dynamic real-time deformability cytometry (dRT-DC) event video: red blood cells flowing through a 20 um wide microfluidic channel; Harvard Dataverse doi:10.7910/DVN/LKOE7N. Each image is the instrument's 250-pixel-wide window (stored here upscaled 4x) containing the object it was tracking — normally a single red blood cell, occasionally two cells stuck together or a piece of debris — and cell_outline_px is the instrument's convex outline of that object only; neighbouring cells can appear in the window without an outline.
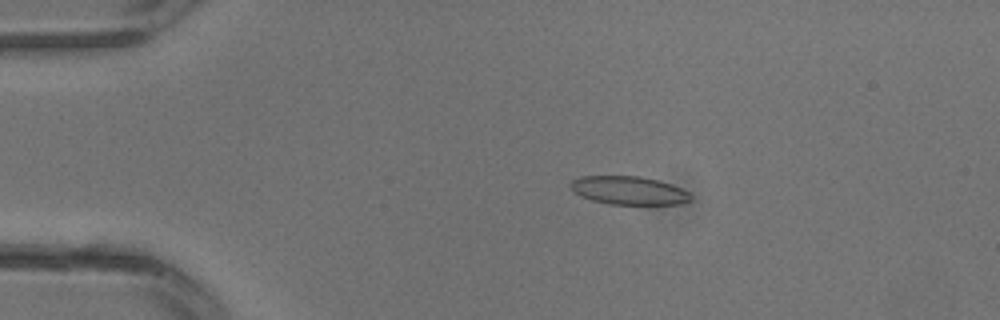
{"species": "common noctule bat (a hibernating species)", "species_latin": "Nyctalus noctula", "temperature_condition": "warm", "stored_images_in_passage": 23, "camera_frame_rate_fps": 3000, "um_per_image_px": 0.085, "animal": {"sex": "male", "body_mass_g": 13.3}, "frame": {"image": 1, "passage_image": 6, "time_ms": 1.667, "image_size_px": [1000, 320], "cell_outline_px": [[692, 200], [680, 204], [608, 204], [592, 200], [580, 196], [568, 184], [572, 180], [580, 176], [640, 176], [672, 184], [688, 192], [692, 196]], "centroid_in_image_um": [53.45, 16.19], "position_along_channel_um": 31.6, "area_um2": 19.83}}
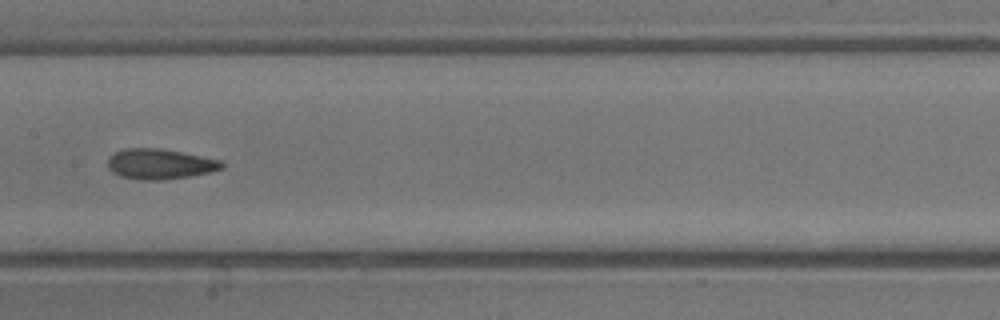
{"frame": {"image": 2, "passage_image": 16, "time_ms": 5.0, "image_size_px": [1000, 320], "cell_outline_px": [[224, 168], [208, 172], [188, 176], [164, 180], [144, 180], [120, 176], [112, 172], [108, 168], [108, 156], [124, 148], [160, 148], [220, 160], [224, 164]], "centroid_in_image_um": [13.55, 13.94], "position_along_channel_um": 193.9, "area_um2": 20.0}}
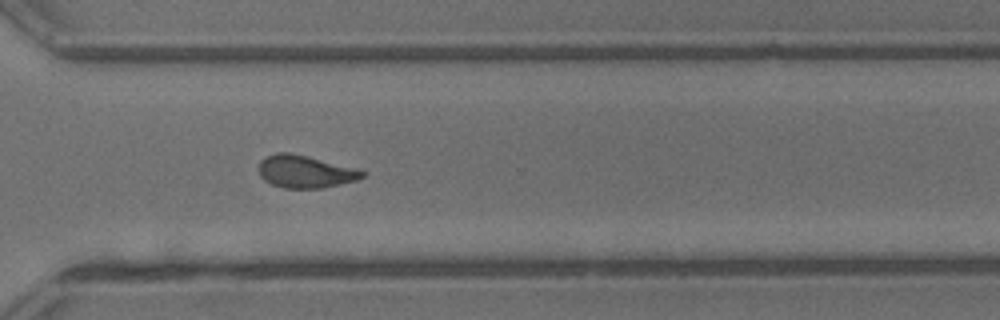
{"frame": {"image": 3, "passage_image": 23, "time_ms": 7.333, "image_size_px": [1000, 320], "cell_outline_px": [[368, 172], [360, 180], [324, 188], [284, 188], [272, 184], [264, 180], [260, 176], [260, 160], [276, 152], [288, 152], [356, 168]], "centroid_in_image_um": [25.99, 14.6], "position_along_channel_um": 344.6, "area_um2": 19.59}}